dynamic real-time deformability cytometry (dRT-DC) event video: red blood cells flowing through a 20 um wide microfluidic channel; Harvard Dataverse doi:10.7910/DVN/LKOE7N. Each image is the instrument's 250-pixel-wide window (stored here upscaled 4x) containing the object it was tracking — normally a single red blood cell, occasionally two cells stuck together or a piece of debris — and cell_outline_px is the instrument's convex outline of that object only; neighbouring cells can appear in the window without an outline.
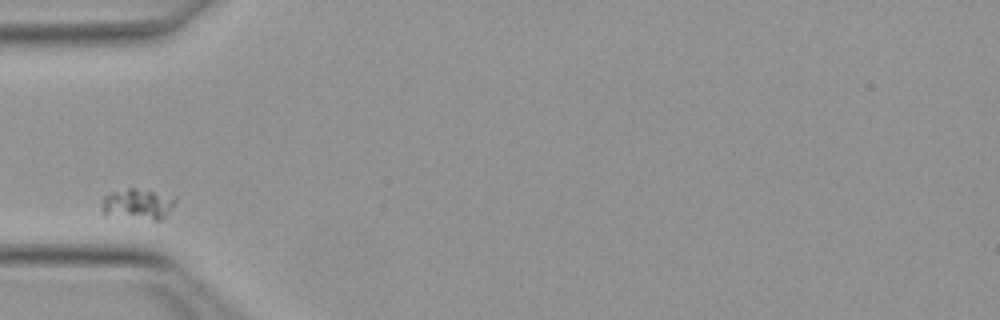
{"species": "Egyptian fruit bat (a non-hibernating species)", "species_latin": "Rousettus aegyptiacus", "temperature_condition": "warm", "stored_images_in_passage": 28, "camera_frame_rate_fps": 3000, "um_per_image_px": 0.085, "animal": {"sex": "female"}, "frame": {"image": 1, "passage_image": 1, "time_ms": 0.0, "image_size_px": [1000, 320], "cell_outline_px": [[176, 200], [164, 216], [160, 220], [152, 220], [104, 216], [104, 196], [112, 192], [128, 188], [136, 188], [176, 196]], "centroid_in_image_um": [11.71, 17.36], "position_along_channel_um": 73.3, "area_um2": 13.12}}
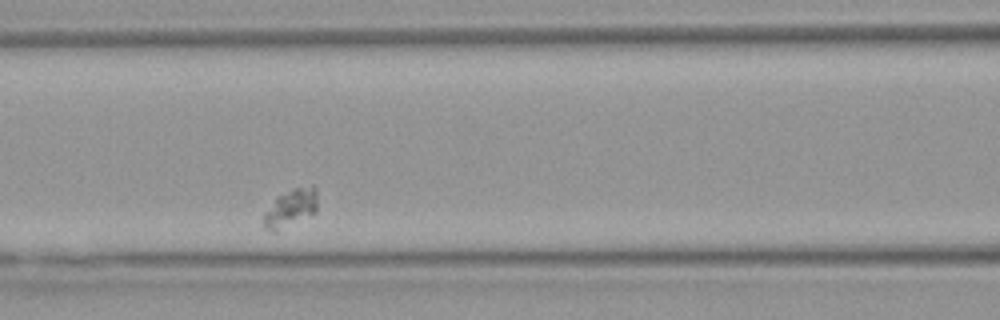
{"frame": {"image": 2, "passage_image": 7, "time_ms": 2.0, "image_size_px": [1000, 320], "cell_outline_px": [[316, 212], [276, 232], [272, 232], [264, 228], [264, 212], [276, 196], [292, 188], [312, 184], [316, 188]], "centroid_in_image_um": [24.69, 17.66], "position_along_channel_um": 141.9, "area_um2": 12.02}}
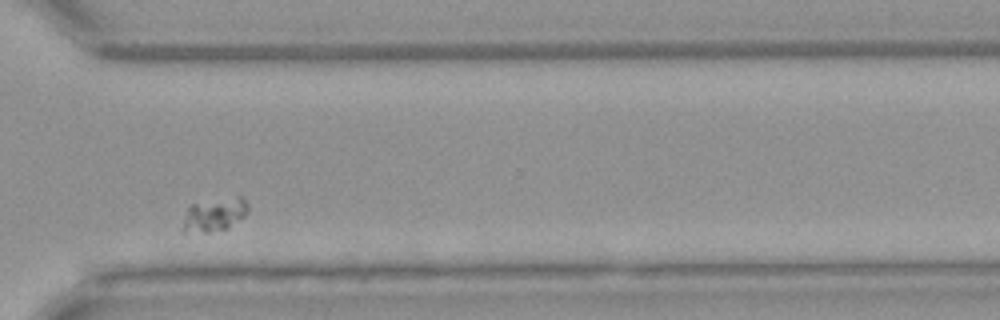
{"frame": {"image": 3, "passage_image": 25, "time_ms": 8.0, "image_size_px": [1000, 320], "cell_outline_px": [[248, 212], [244, 216], [228, 228], [208, 232], [184, 232], [184, 220], [188, 208], [192, 204], [240, 196], [244, 196], [248, 204]], "centroid_in_image_um": [18.28, 18.24], "position_along_channel_um": 352.3, "area_um2": 12.37}}